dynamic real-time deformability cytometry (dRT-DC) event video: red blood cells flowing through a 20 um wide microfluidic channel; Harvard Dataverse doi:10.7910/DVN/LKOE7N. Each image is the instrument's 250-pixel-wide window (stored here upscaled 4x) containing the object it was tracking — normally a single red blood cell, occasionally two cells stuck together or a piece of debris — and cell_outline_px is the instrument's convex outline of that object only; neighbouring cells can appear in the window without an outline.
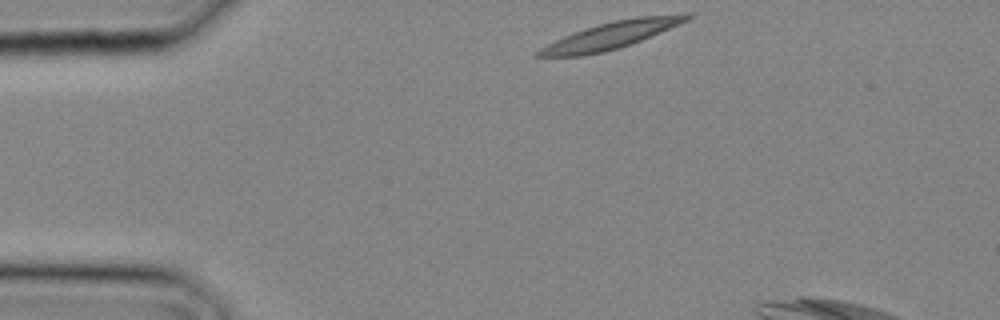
{"species": "common noctule bat (a hibernating species)", "species_latin": "Nyctalus noctula", "temperature_condition": "cold", "stored_images_in_passage": 2, "segment_of_instrument_passage": [2, 2], "camera_frame_rate_fps": 3000, "um_per_image_px": 0.085, "animal": {"sex": "male", "body_mass_g": 20.4}, "frame": {"image": 1, "passage_image": 2, "time_ms": 0.333, "image_size_px": [1000, 320], "cell_outline_px": [[696, 16], [680, 24], [640, 40], [604, 52], [584, 56], [536, 56], [536, 52], [540, 48], [564, 36], [584, 28], [612, 20], [640, 16], [684, 12], [692, 12]], "centroid_in_image_um": [52.04, 2.95], "position_along_channel_um": 33.0, "area_um2": 23.35}}